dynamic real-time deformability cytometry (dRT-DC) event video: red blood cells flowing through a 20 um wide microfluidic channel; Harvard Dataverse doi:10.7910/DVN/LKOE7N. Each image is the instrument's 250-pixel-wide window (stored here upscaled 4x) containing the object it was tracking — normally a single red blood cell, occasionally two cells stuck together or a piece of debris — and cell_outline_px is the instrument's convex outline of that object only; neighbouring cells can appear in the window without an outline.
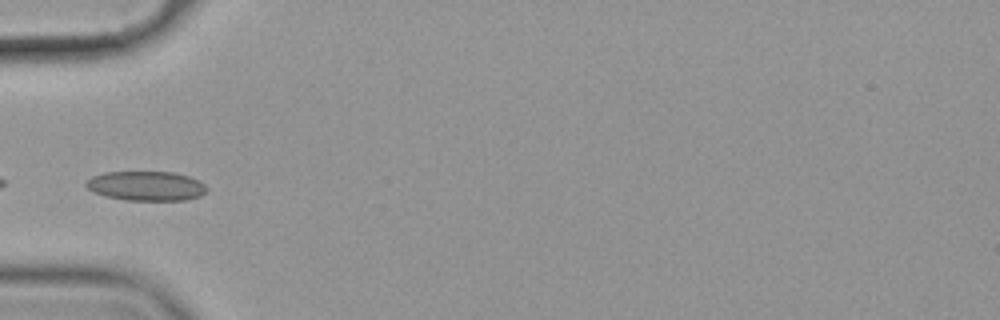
{"species": "common noctule bat (a hibernating species)", "species_latin": "Nyctalus noctula", "temperature_condition": "cold", "stored_images_in_passage": 37, "camera_frame_rate_fps": 3000, "um_per_image_px": 0.085, "animal": {"sex": "female", "body_mass_g": 19.9}, "frame": {"image": 1, "passage_image": 1, "time_ms": 0.0, "image_size_px": [1000, 320], "cell_outline_px": [[208, 188], [200, 196], [184, 200], [124, 200], [104, 196], [88, 188], [84, 184], [92, 176], [104, 172], [172, 172], [188, 176], [200, 180]], "centroid_in_image_um": [12.43, 15.8], "position_along_channel_um": 72.6, "area_um2": 20.69}}
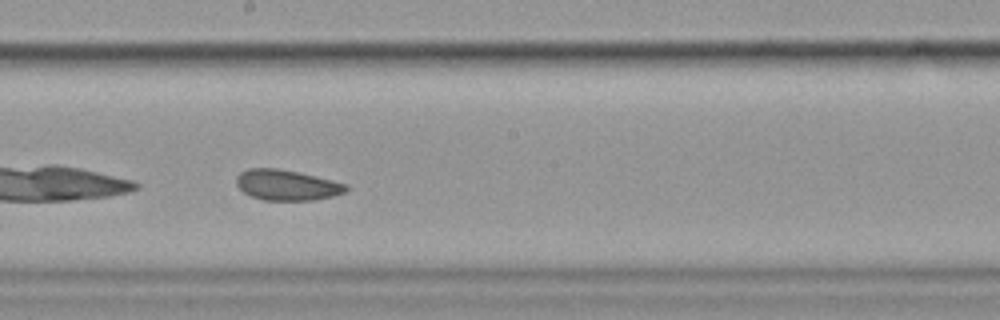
{"frame": {"image": 2, "passage_image": 14, "time_ms": 4.333, "image_size_px": [1000, 320], "cell_outline_px": [[348, 188], [344, 192], [332, 196], [316, 200], [264, 200], [252, 196], [244, 192], [236, 184], [236, 176], [240, 172], [248, 168], [276, 168], [316, 176], [348, 184]], "centroid_in_image_um": [24.37, 15.73], "position_along_channel_um": 223.8, "area_um2": 19.42}}
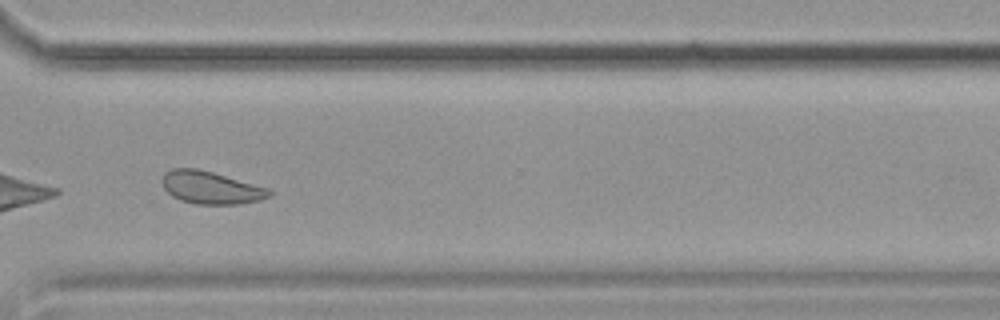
{"frame": {"image": 3, "passage_image": 25, "time_ms": 8.0, "image_size_px": [1000, 320], "cell_outline_px": [[272, 196], [260, 200], [240, 204], [196, 204], [180, 200], [172, 196], [164, 188], [160, 180], [164, 172], [172, 168], [196, 168], [212, 172], [268, 188], [272, 192]], "centroid_in_image_um": [17.89, 15.95], "position_along_channel_um": 352.7, "area_um2": 20.4}, "authors_computed_cell_mechanics": {"area_um2": 20.2878, "velocity_mm_per_s": 3.5064, "shape_relaxation_time_tau1_ms": null, "shape_relaxation_time_tau2_ms": 3.4194, "deformation_change_tau1": null, "deformation_change_tau2": 0.0881}}